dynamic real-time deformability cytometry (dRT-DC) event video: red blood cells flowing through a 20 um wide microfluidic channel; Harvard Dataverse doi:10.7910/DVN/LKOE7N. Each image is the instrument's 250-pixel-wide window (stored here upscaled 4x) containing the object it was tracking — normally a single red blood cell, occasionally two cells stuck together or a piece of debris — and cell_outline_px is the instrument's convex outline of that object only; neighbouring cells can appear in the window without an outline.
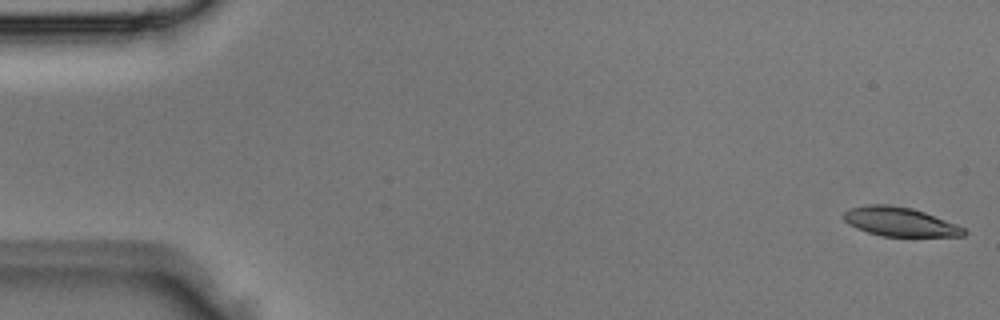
{"species": "Egyptian fruit bat (a non-hibernating species)", "species_latin": "Rousettus aegyptiacus", "temperature_condition": "room temperature", "stored_images_in_passage": 1, "camera_frame_rate_fps": 3000, "um_per_image_px": 0.085, "animal": {"sex": "male"}, "frame": {"image": 1, "passage_image": 1, "time_ms": 0.0, "image_size_px": [1000, 320], "cell_outline_px": [[968, 232], [964, 236], [884, 236], [868, 232], [856, 228], [848, 224], [844, 220], [844, 212], [848, 208], [868, 204], [888, 204], [912, 208], [924, 212], [956, 224], [964, 228]], "centroid_in_image_um": [76.47, 18.84], "position_along_channel_um": 8.5, "area_um2": 20.29}}